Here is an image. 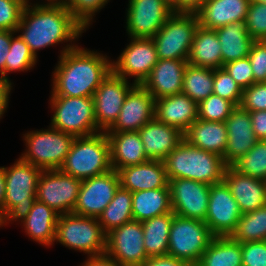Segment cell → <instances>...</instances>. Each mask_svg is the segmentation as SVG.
Masks as SVG:
<instances>
[{
  "mask_svg": "<svg viewBox=\"0 0 266 266\" xmlns=\"http://www.w3.org/2000/svg\"><path fill=\"white\" fill-rule=\"evenodd\" d=\"M187 65L188 60L159 59L141 85L155 100L180 94Z\"/></svg>",
  "mask_w": 266,
  "mask_h": 266,
  "instance_id": "cell-21",
  "label": "cell"
},
{
  "mask_svg": "<svg viewBox=\"0 0 266 266\" xmlns=\"http://www.w3.org/2000/svg\"><path fill=\"white\" fill-rule=\"evenodd\" d=\"M253 132L258 140H266V110L250 112Z\"/></svg>",
  "mask_w": 266,
  "mask_h": 266,
  "instance_id": "cell-49",
  "label": "cell"
},
{
  "mask_svg": "<svg viewBox=\"0 0 266 266\" xmlns=\"http://www.w3.org/2000/svg\"><path fill=\"white\" fill-rule=\"evenodd\" d=\"M228 141L223 161L232 166L258 141L253 132L250 112L237 106L225 120Z\"/></svg>",
  "mask_w": 266,
  "mask_h": 266,
  "instance_id": "cell-20",
  "label": "cell"
},
{
  "mask_svg": "<svg viewBox=\"0 0 266 266\" xmlns=\"http://www.w3.org/2000/svg\"><path fill=\"white\" fill-rule=\"evenodd\" d=\"M59 214L45 203L36 200L22 221L25 232L39 244L50 246L55 242Z\"/></svg>",
  "mask_w": 266,
  "mask_h": 266,
  "instance_id": "cell-30",
  "label": "cell"
},
{
  "mask_svg": "<svg viewBox=\"0 0 266 266\" xmlns=\"http://www.w3.org/2000/svg\"><path fill=\"white\" fill-rule=\"evenodd\" d=\"M142 223L130 221L106 235V254L121 266H139L149 257L144 249Z\"/></svg>",
  "mask_w": 266,
  "mask_h": 266,
  "instance_id": "cell-12",
  "label": "cell"
},
{
  "mask_svg": "<svg viewBox=\"0 0 266 266\" xmlns=\"http://www.w3.org/2000/svg\"><path fill=\"white\" fill-rule=\"evenodd\" d=\"M27 0H0V30L15 31Z\"/></svg>",
  "mask_w": 266,
  "mask_h": 266,
  "instance_id": "cell-44",
  "label": "cell"
},
{
  "mask_svg": "<svg viewBox=\"0 0 266 266\" xmlns=\"http://www.w3.org/2000/svg\"><path fill=\"white\" fill-rule=\"evenodd\" d=\"M231 237L240 243L266 240V205L242 214Z\"/></svg>",
  "mask_w": 266,
  "mask_h": 266,
  "instance_id": "cell-37",
  "label": "cell"
},
{
  "mask_svg": "<svg viewBox=\"0 0 266 266\" xmlns=\"http://www.w3.org/2000/svg\"><path fill=\"white\" fill-rule=\"evenodd\" d=\"M81 266H121L117 261L106 253L88 257Z\"/></svg>",
  "mask_w": 266,
  "mask_h": 266,
  "instance_id": "cell-53",
  "label": "cell"
},
{
  "mask_svg": "<svg viewBox=\"0 0 266 266\" xmlns=\"http://www.w3.org/2000/svg\"><path fill=\"white\" fill-rule=\"evenodd\" d=\"M120 186L131 193L169 188V180L162 160H148L142 164L127 166L118 171Z\"/></svg>",
  "mask_w": 266,
  "mask_h": 266,
  "instance_id": "cell-23",
  "label": "cell"
},
{
  "mask_svg": "<svg viewBox=\"0 0 266 266\" xmlns=\"http://www.w3.org/2000/svg\"><path fill=\"white\" fill-rule=\"evenodd\" d=\"M5 168L0 167V208L4 207L5 200Z\"/></svg>",
  "mask_w": 266,
  "mask_h": 266,
  "instance_id": "cell-55",
  "label": "cell"
},
{
  "mask_svg": "<svg viewBox=\"0 0 266 266\" xmlns=\"http://www.w3.org/2000/svg\"><path fill=\"white\" fill-rule=\"evenodd\" d=\"M126 31L129 38H152L174 13L163 0H129Z\"/></svg>",
  "mask_w": 266,
  "mask_h": 266,
  "instance_id": "cell-14",
  "label": "cell"
},
{
  "mask_svg": "<svg viewBox=\"0 0 266 266\" xmlns=\"http://www.w3.org/2000/svg\"><path fill=\"white\" fill-rule=\"evenodd\" d=\"M106 235L97 218L68 213L58 217L55 241L90 257L106 252Z\"/></svg>",
  "mask_w": 266,
  "mask_h": 266,
  "instance_id": "cell-7",
  "label": "cell"
},
{
  "mask_svg": "<svg viewBox=\"0 0 266 266\" xmlns=\"http://www.w3.org/2000/svg\"><path fill=\"white\" fill-rule=\"evenodd\" d=\"M105 133L110 144L111 165L115 171L149 160L138 131Z\"/></svg>",
  "mask_w": 266,
  "mask_h": 266,
  "instance_id": "cell-27",
  "label": "cell"
},
{
  "mask_svg": "<svg viewBox=\"0 0 266 266\" xmlns=\"http://www.w3.org/2000/svg\"><path fill=\"white\" fill-rule=\"evenodd\" d=\"M154 118V97L142 85L135 84L126 95L116 122L106 132L139 131Z\"/></svg>",
  "mask_w": 266,
  "mask_h": 266,
  "instance_id": "cell-19",
  "label": "cell"
},
{
  "mask_svg": "<svg viewBox=\"0 0 266 266\" xmlns=\"http://www.w3.org/2000/svg\"><path fill=\"white\" fill-rule=\"evenodd\" d=\"M138 132L149 160H163L184 139V133L179 129L156 118L148 121Z\"/></svg>",
  "mask_w": 266,
  "mask_h": 266,
  "instance_id": "cell-24",
  "label": "cell"
},
{
  "mask_svg": "<svg viewBox=\"0 0 266 266\" xmlns=\"http://www.w3.org/2000/svg\"><path fill=\"white\" fill-rule=\"evenodd\" d=\"M23 138L27 149L20 159L41 170H55L62 167L76 137L49 126L25 133Z\"/></svg>",
  "mask_w": 266,
  "mask_h": 266,
  "instance_id": "cell-6",
  "label": "cell"
},
{
  "mask_svg": "<svg viewBox=\"0 0 266 266\" xmlns=\"http://www.w3.org/2000/svg\"><path fill=\"white\" fill-rule=\"evenodd\" d=\"M170 188H157L132 193V215L135 221L171 213Z\"/></svg>",
  "mask_w": 266,
  "mask_h": 266,
  "instance_id": "cell-32",
  "label": "cell"
},
{
  "mask_svg": "<svg viewBox=\"0 0 266 266\" xmlns=\"http://www.w3.org/2000/svg\"><path fill=\"white\" fill-rule=\"evenodd\" d=\"M207 0H177V12L196 13Z\"/></svg>",
  "mask_w": 266,
  "mask_h": 266,
  "instance_id": "cell-54",
  "label": "cell"
},
{
  "mask_svg": "<svg viewBox=\"0 0 266 266\" xmlns=\"http://www.w3.org/2000/svg\"><path fill=\"white\" fill-rule=\"evenodd\" d=\"M242 88L224 68L214 70L213 94L231 101L236 107L242 100Z\"/></svg>",
  "mask_w": 266,
  "mask_h": 266,
  "instance_id": "cell-41",
  "label": "cell"
},
{
  "mask_svg": "<svg viewBox=\"0 0 266 266\" xmlns=\"http://www.w3.org/2000/svg\"><path fill=\"white\" fill-rule=\"evenodd\" d=\"M213 82L214 69L188 64L183 75L182 93L199 104L213 94Z\"/></svg>",
  "mask_w": 266,
  "mask_h": 266,
  "instance_id": "cell-36",
  "label": "cell"
},
{
  "mask_svg": "<svg viewBox=\"0 0 266 266\" xmlns=\"http://www.w3.org/2000/svg\"><path fill=\"white\" fill-rule=\"evenodd\" d=\"M15 31L0 30V73L5 77V61L8 55L11 37L15 35Z\"/></svg>",
  "mask_w": 266,
  "mask_h": 266,
  "instance_id": "cell-50",
  "label": "cell"
},
{
  "mask_svg": "<svg viewBox=\"0 0 266 266\" xmlns=\"http://www.w3.org/2000/svg\"><path fill=\"white\" fill-rule=\"evenodd\" d=\"M214 238L203 220L174 215L170 233L168 255L191 263H199L202 254Z\"/></svg>",
  "mask_w": 266,
  "mask_h": 266,
  "instance_id": "cell-10",
  "label": "cell"
},
{
  "mask_svg": "<svg viewBox=\"0 0 266 266\" xmlns=\"http://www.w3.org/2000/svg\"><path fill=\"white\" fill-rule=\"evenodd\" d=\"M188 262L170 255L149 257L139 266H188Z\"/></svg>",
  "mask_w": 266,
  "mask_h": 266,
  "instance_id": "cell-51",
  "label": "cell"
},
{
  "mask_svg": "<svg viewBox=\"0 0 266 266\" xmlns=\"http://www.w3.org/2000/svg\"><path fill=\"white\" fill-rule=\"evenodd\" d=\"M249 5L250 0H207L196 15L201 27L215 30L245 21Z\"/></svg>",
  "mask_w": 266,
  "mask_h": 266,
  "instance_id": "cell-26",
  "label": "cell"
},
{
  "mask_svg": "<svg viewBox=\"0 0 266 266\" xmlns=\"http://www.w3.org/2000/svg\"><path fill=\"white\" fill-rule=\"evenodd\" d=\"M242 214L255 211L266 205V180L239 173L227 166L224 179Z\"/></svg>",
  "mask_w": 266,
  "mask_h": 266,
  "instance_id": "cell-22",
  "label": "cell"
},
{
  "mask_svg": "<svg viewBox=\"0 0 266 266\" xmlns=\"http://www.w3.org/2000/svg\"><path fill=\"white\" fill-rule=\"evenodd\" d=\"M135 84L111 72L95 90L94 111L97 128L108 131L116 122L124 99Z\"/></svg>",
  "mask_w": 266,
  "mask_h": 266,
  "instance_id": "cell-18",
  "label": "cell"
},
{
  "mask_svg": "<svg viewBox=\"0 0 266 266\" xmlns=\"http://www.w3.org/2000/svg\"><path fill=\"white\" fill-rule=\"evenodd\" d=\"M242 212L223 180L210 185L208 212L205 223L214 236H231L236 230Z\"/></svg>",
  "mask_w": 266,
  "mask_h": 266,
  "instance_id": "cell-16",
  "label": "cell"
},
{
  "mask_svg": "<svg viewBox=\"0 0 266 266\" xmlns=\"http://www.w3.org/2000/svg\"><path fill=\"white\" fill-rule=\"evenodd\" d=\"M166 2L169 6H171L174 9V12H177V0H163Z\"/></svg>",
  "mask_w": 266,
  "mask_h": 266,
  "instance_id": "cell-57",
  "label": "cell"
},
{
  "mask_svg": "<svg viewBox=\"0 0 266 266\" xmlns=\"http://www.w3.org/2000/svg\"><path fill=\"white\" fill-rule=\"evenodd\" d=\"M6 223V214L3 211V208H0V227Z\"/></svg>",
  "mask_w": 266,
  "mask_h": 266,
  "instance_id": "cell-56",
  "label": "cell"
},
{
  "mask_svg": "<svg viewBox=\"0 0 266 266\" xmlns=\"http://www.w3.org/2000/svg\"><path fill=\"white\" fill-rule=\"evenodd\" d=\"M221 44L222 65L248 57L255 40L249 36L244 21L215 29Z\"/></svg>",
  "mask_w": 266,
  "mask_h": 266,
  "instance_id": "cell-31",
  "label": "cell"
},
{
  "mask_svg": "<svg viewBox=\"0 0 266 266\" xmlns=\"http://www.w3.org/2000/svg\"><path fill=\"white\" fill-rule=\"evenodd\" d=\"M53 73L51 96L93 97L95 90L112 72V60L97 51L71 47L60 52Z\"/></svg>",
  "mask_w": 266,
  "mask_h": 266,
  "instance_id": "cell-1",
  "label": "cell"
},
{
  "mask_svg": "<svg viewBox=\"0 0 266 266\" xmlns=\"http://www.w3.org/2000/svg\"><path fill=\"white\" fill-rule=\"evenodd\" d=\"M37 58L20 36L11 37L8 55L5 61V78L9 72L27 71L34 67Z\"/></svg>",
  "mask_w": 266,
  "mask_h": 266,
  "instance_id": "cell-39",
  "label": "cell"
},
{
  "mask_svg": "<svg viewBox=\"0 0 266 266\" xmlns=\"http://www.w3.org/2000/svg\"><path fill=\"white\" fill-rule=\"evenodd\" d=\"M198 26L196 13L174 12L152 37L158 59L188 60Z\"/></svg>",
  "mask_w": 266,
  "mask_h": 266,
  "instance_id": "cell-9",
  "label": "cell"
},
{
  "mask_svg": "<svg viewBox=\"0 0 266 266\" xmlns=\"http://www.w3.org/2000/svg\"><path fill=\"white\" fill-rule=\"evenodd\" d=\"M244 23L250 37L255 41H265L266 4L250 2Z\"/></svg>",
  "mask_w": 266,
  "mask_h": 266,
  "instance_id": "cell-43",
  "label": "cell"
},
{
  "mask_svg": "<svg viewBox=\"0 0 266 266\" xmlns=\"http://www.w3.org/2000/svg\"><path fill=\"white\" fill-rule=\"evenodd\" d=\"M171 207L182 218L205 221L208 212L210 185L191 179L169 180Z\"/></svg>",
  "mask_w": 266,
  "mask_h": 266,
  "instance_id": "cell-17",
  "label": "cell"
},
{
  "mask_svg": "<svg viewBox=\"0 0 266 266\" xmlns=\"http://www.w3.org/2000/svg\"><path fill=\"white\" fill-rule=\"evenodd\" d=\"M184 139L194 147L223 158L228 141L226 124L197 119L184 133Z\"/></svg>",
  "mask_w": 266,
  "mask_h": 266,
  "instance_id": "cell-28",
  "label": "cell"
},
{
  "mask_svg": "<svg viewBox=\"0 0 266 266\" xmlns=\"http://www.w3.org/2000/svg\"><path fill=\"white\" fill-rule=\"evenodd\" d=\"M198 264L200 266H243L241 243L231 236H214Z\"/></svg>",
  "mask_w": 266,
  "mask_h": 266,
  "instance_id": "cell-34",
  "label": "cell"
},
{
  "mask_svg": "<svg viewBox=\"0 0 266 266\" xmlns=\"http://www.w3.org/2000/svg\"><path fill=\"white\" fill-rule=\"evenodd\" d=\"M240 107L248 112L266 110V82L243 89Z\"/></svg>",
  "mask_w": 266,
  "mask_h": 266,
  "instance_id": "cell-45",
  "label": "cell"
},
{
  "mask_svg": "<svg viewBox=\"0 0 266 266\" xmlns=\"http://www.w3.org/2000/svg\"><path fill=\"white\" fill-rule=\"evenodd\" d=\"M188 266H200L198 263H191V264H188Z\"/></svg>",
  "mask_w": 266,
  "mask_h": 266,
  "instance_id": "cell-60",
  "label": "cell"
},
{
  "mask_svg": "<svg viewBox=\"0 0 266 266\" xmlns=\"http://www.w3.org/2000/svg\"><path fill=\"white\" fill-rule=\"evenodd\" d=\"M188 64L214 70L223 68L221 44L215 30L206 29L200 25L197 27Z\"/></svg>",
  "mask_w": 266,
  "mask_h": 266,
  "instance_id": "cell-29",
  "label": "cell"
},
{
  "mask_svg": "<svg viewBox=\"0 0 266 266\" xmlns=\"http://www.w3.org/2000/svg\"><path fill=\"white\" fill-rule=\"evenodd\" d=\"M48 2L46 3H61L64 4L67 0H47ZM29 2V0H27Z\"/></svg>",
  "mask_w": 266,
  "mask_h": 266,
  "instance_id": "cell-58",
  "label": "cell"
},
{
  "mask_svg": "<svg viewBox=\"0 0 266 266\" xmlns=\"http://www.w3.org/2000/svg\"><path fill=\"white\" fill-rule=\"evenodd\" d=\"M5 168V200L3 211L6 223L21 222L26 218L36 201V192L42 170L20 158Z\"/></svg>",
  "mask_w": 266,
  "mask_h": 266,
  "instance_id": "cell-5",
  "label": "cell"
},
{
  "mask_svg": "<svg viewBox=\"0 0 266 266\" xmlns=\"http://www.w3.org/2000/svg\"><path fill=\"white\" fill-rule=\"evenodd\" d=\"M27 2L16 32L37 58V50L62 42H71L86 29L71 15L65 4ZM32 5V6H31ZM31 7V8H30Z\"/></svg>",
  "mask_w": 266,
  "mask_h": 266,
  "instance_id": "cell-2",
  "label": "cell"
},
{
  "mask_svg": "<svg viewBox=\"0 0 266 266\" xmlns=\"http://www.w3.org/2000/svg\"><path fill=\"white\" fill-rule=\"evenodd\" d=\"M50 99L54 111L51 127L75 137L101 132L97 128L93 97L51 96Z\"/></svg>",
  "mask_w": 266,
  "mask_h": 266,
  "instance_id": "cell-8",
  "label": "cell"
},
{
  "mask_svg": "<svg viewBox=\"0 0 266 266\" xmlns=\"http://www.w3.org/2000/svg\"><path fill=\"white\" fill-rule=\"evenodd\" d=\"M108 2L109 0H67L64 4L71 15L87 29L95 13Z\"/></svg>",
  "mask_w": 266,
  "mask_h": 266,
  "instance_id": "cell-42",
  "label": "cell"
},
{
  "mask_svg": "<svg viewBox=\"0 0 266 266\" xmlns=\"http://www.w3.org/2000/svg\"><path fill=\"white\" fill-rule=\"evenodd\" d=\"M155 118L185 133L198 119V104L183 93L156 99Z\"/></svg>",
  "mask_w": 266,
  "mask_h": 266,
  "instance_id": "cell-25",
  "label": "cell"
},
{
  "mask_svg": "<svg viewBox=\"0 0 266 266\" xmlns=\"http://www.w3.org/2000/svg\"><path fill=\"white\" fill-rule=\"evenodd\" d=\"M152 38H131V42L117 61L112 62V72L125 80L134 77V84L141 85L158 62ZM128 76V77H127Z\"/></svg>",
  "mask_w": 266,
  "mask_h": 266,
  "instance_id": "cell-15",
  "label": "cell"
},
{
  "mask_svg": "<svg viewBox=\"0 0 266 266\" xmlns=\"http://www.w3.org/2000/svg\"><path fill=\"white\" fill-rule=\"evenodd\" d=\"M235 108L231 101L211 94L198 104V119L225 122Z\"/></svg>",
  "mask_w": 266,
  "mask_h": 266,
  "instance_id": "cell-40",
  "label": "cell"
},
{
  "mask_svg": "<svg viewBox=\"0 0 266 266\" xmlns=\"http://www.w3.org/2000/svg\"><path fill=\"white\" fill-rule=\"evenodd\" d=\"M11 83L12 82L9 78L0 76V119L2 118L8 107L9 95L11 93L12 88Z\"/></svg>",
  "mask_w": 266,
  "mask_h": 266,
  "instance_id": "cell-52",
  "label": "cell"
},
{
  "mask_svg": "<svg viewBox=\"0 0 266 266\" xmlns=\"http://www.w3.org/2000/svg\"><path fill=\"white\" fill-rule=\"evenodd\" d=\"M243 266H266V240L241 243Z\"/></svg>",
  "mask_w": 266,
  "mask_h": 266,
  "instance_id": "cell-48",
  "label": "cell"
},
{
  "mask_svg": "<svg viewBox=\"0 0 266 266\" xmlns=\"http://www.w3.org/2000/svg\"><path fill=\"white\" fill-rule=\"evenodd\" d=\"M168 180L183 178L212 185L224 179L223 158L190 145L185 139L163 160Z\"/></svg>",
  "mask_w": 266,
  "mask_h": 266,
  "instance_id": "cell-3",
  "label": "cell"
},
{
  "mask_svg": "<svg viewBox=\"0 0 266 266\" xmlns=\"http://www.w3.org/2000/svg\"><path fill=\"white\" fill-rule=\"evenodd\" d=\"M97 219L106 234L114 228L133 221L132 193L120 186L114 198Z\"/></svg>",
  "mask_w": 266,
  "mask_h": 266,
  "instance_id": "cell-35",
  "label": "cell"
},
{
  "mask_svg": "<svg viewBox=\"0 0 266 266\" xmlns=\"http://www.w3.org/2000/svg\"><path fill=\"white\" fill-rule=\"evenodd\" d=\"M119 187L120 177L114 169L82 180L73 213L98 218L114 198Z\"/></svg>",
  "mask_w": 266,
  "mask_h": 266,
  "instance_id": "cell-13",
  "label": "cell"
},
{
  "mask_svg": "<svg viewBox=\"0 0 266 266\" xmlns=\"http://www.w3.org/2000/svg\"><path fill=\"white\" fill-rule=\"evenodd\" d=\"M248 58L253 72L254 83L266 82V40L255 41Z\"/></svg>",
  "mask_w": 266,
  "mask_h": 266,
  "instance_id": "cell-47",
  "label": "cell"
},
{
  "mask_svg": "<svg viewBox=\"0 0 266 266\" xmlns=\"http://www.w3.org/2000/svg\"><path fill=\"white\" fill-rule=\"evenodd\" d=\"M81 182L60 169L42 170L36 200L45 203L59 215L73 213Z\"/></svg>",
  "mask_w": 266,
  "mask_h": 266,
  "instance_id": "cell-11",
  "label": "cell"
},
{
  "mask_svg": "<svg viewBox=\"0 0 266 266\" xmlns=\"http://www.w3.org/2000/svg\"><path fill=\"white\" fill-rule=\"evenodd\" d=\"M174 213H165L142 221L144 249L148 257L168 255L169 233Z\"/></svg>",
  "mask_w": 266,
  "mask_h": 266,
  "instance_id": "cell-33",
  "label": "cell"
},
{
  "mask_svg": "<svg viewBox=\"0 0 266 266\" xmlns=\"http://www.w3.org/2000/svg\"><path fill=\"white\" fill-rule=\"evenodd\" d=\"M232 167L243 175L266 180V140H258Z\"/></svg>",
  "mask_w": 266,
  "mask_h": 266,
  "instance_id": "cell-38",
  "label": "cell"
},
{
  "mask_svg": "<svg viewBox=\"0 0 266 266\" xmlns=\"http://www.w3.org/2000/svg\"><path fill=\"white\" fill-rule=\"evenodd\" d=\"M223 68L242 90L254 84L253 72L248 57L224 64Z\"/></svg>",
  "mask_w": 266,
  "mask_h": 266,
  "instance_id": "cell-46",
  "label": "cell"
},
{
  "mask_svg": "<svg viewBox=\"0 0 266 266\" xmlns=\"http://www.w3.org/2000/svg\"><path fill=\"white\" fill-rule=\"evenodd\" d=\"M110 144L105 132L76 137L60 170L84 180L112 170Z\"/></svg>",
  "mask_w": 266,
  "mask_h": 266,
  "instance_id": "cell-4",
  "label": "cell"
},
{
  "mask_svg": "<svg viewBox=\"0 0 266 266\" xmlns=\"http://www.w3.org/2000/svg\"><path fill=\"white\" fill-rule=\"evenodd\" d=\"M250 2H256V3L266 4V0H250Z\"/></svg>",
  "mask_w": 266,
  "mask_h": 266,
  "instance_id": "cell-59",
  "label": "cell"
}]
</instances>
